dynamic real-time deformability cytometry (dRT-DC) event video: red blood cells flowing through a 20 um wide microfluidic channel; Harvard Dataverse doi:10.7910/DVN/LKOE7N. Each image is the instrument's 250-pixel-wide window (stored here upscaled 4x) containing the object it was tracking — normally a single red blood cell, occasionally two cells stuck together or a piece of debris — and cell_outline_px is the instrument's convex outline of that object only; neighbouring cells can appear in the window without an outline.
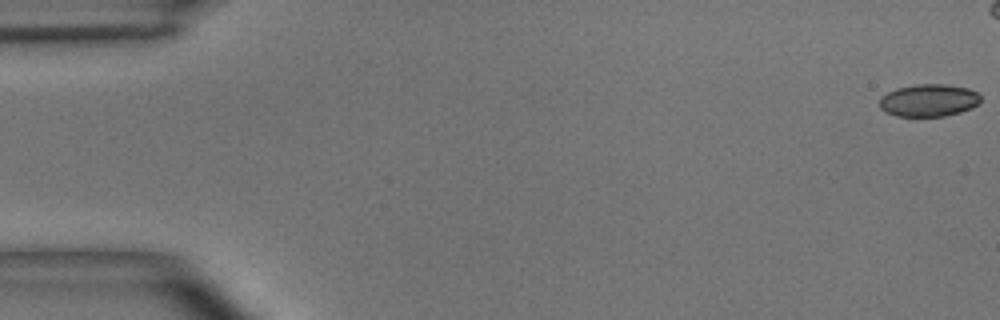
{"species": "common noctule bat (a hibernating species)", "species_latin": "Nyctalus noctula", "temperature_condition": "room temperature", "stored_images_in_passage": 5, "camera_frame_rate_fps": 3000, "um_per_image_px": 0.085, "animal": {"sex": "male", "body_mass_g": 15.6}, "frame": {"image": 1, "passage_image": 1, "time_ms": 0.0, "image_size_px": [1000, 320], "cell_outline_px": [[980, 100], [972, 108], [960, 112], [944, 116], [896, 116], [884, 112], [880, 108], [880, 96], [896, 88], [916, 84], [944, 84], [968, 88], [976, 92], [980, 96]], "centroid_in_image_um": [78.91, 8.53], "position_along_channel_um": 6.1, "area_um2": 19.13}}